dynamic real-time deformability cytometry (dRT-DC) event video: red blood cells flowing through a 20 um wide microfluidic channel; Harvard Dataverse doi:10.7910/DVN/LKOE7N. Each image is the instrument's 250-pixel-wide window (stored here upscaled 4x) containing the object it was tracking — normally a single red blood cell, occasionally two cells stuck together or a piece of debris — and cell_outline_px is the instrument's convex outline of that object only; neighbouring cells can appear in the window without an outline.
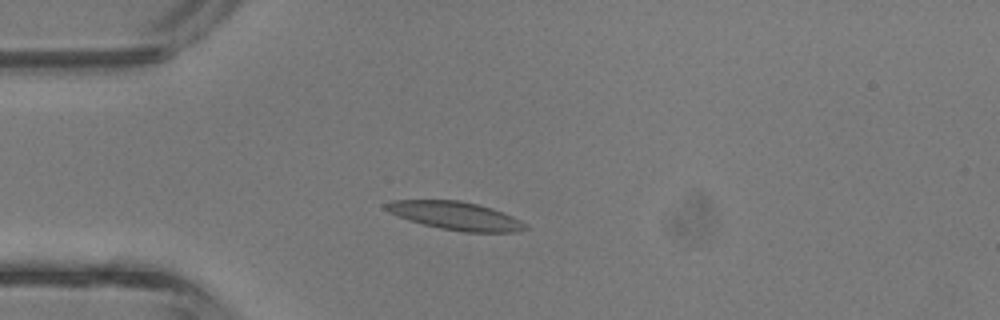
{"species": "common noctule bat (a hibernating species)", "species_latin": "Nyctalus noctula", "temperature_condition": "room temperature", "stored_images_in_passage": 32, "camera_frame_rate_fps": 3000, "um_per_image_px": 0.085, "animal": {"sex": "male", "body_mass_g": 13.3}, "frame": {"image": 1, "passage_image": 9, "time_ms": 2.667, "image_size_px": [1000, 320], "cell_outline_px": [[528, 228], [520, 232], [464, 232], [440, 228], [408, 220], [388, 212], [384, 208], [384, 204], [392, 200], [460, 200], [492, 208], [504, 212], [528, 224]], "centroid_in_image_um": [38.74, 18.34], "position_along_channel_um": 46.3, "area_um2": 23.0}}
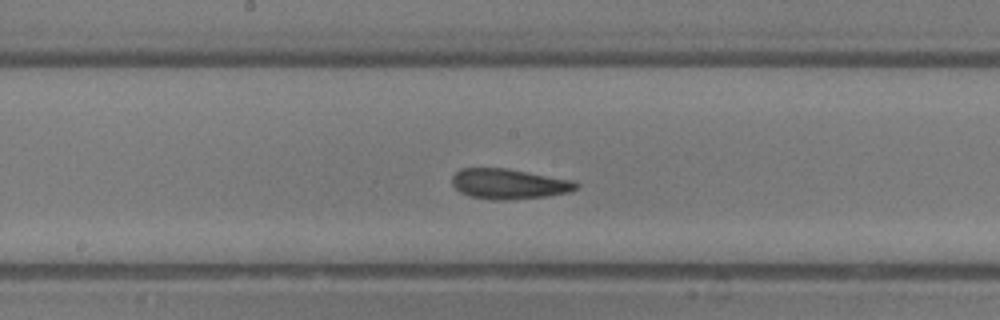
{"frame": {"image": 2, "passage_image": 20, "time_ms": 6.333, "image_size_px": [1000, 320], "cell_outline_px": [[580, 184], [576, 188], [568, 192], [548, 196], [512, 200], [492, 200], [472, 196], [460, 192], [452, 184], [452, 176], [460, 168], [508, 168], [572, 180]], "centroid_in_image_um": [43.25, 15.63], "position_along_channel_um": 204.9, "area_um2": 21.91}}
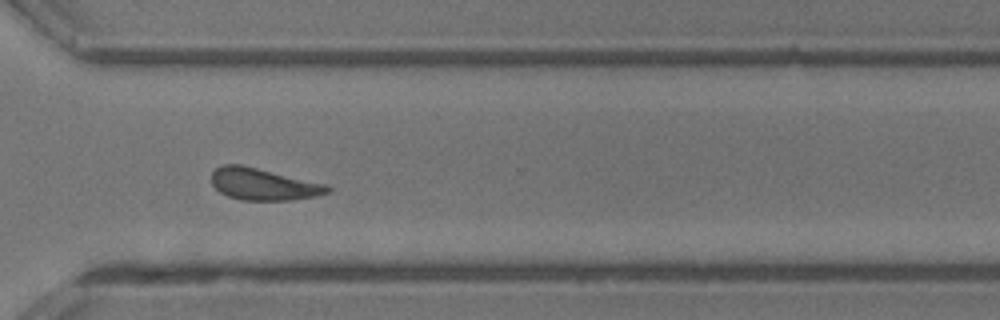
{"frame": {"image": 3, "passage_image": 29, "time_ms": 9.333, "image_size_px": [1000, 320], "cell_outline_px": [[332, 192], [316, 196], [292, 200], [240, 200], [228, 196], [220, 192], [212, 184], [212, 172], [216, 168], [224, 164], [240, 164], [328, 184], [332, 188]], "centroid_in_image_um": [22.43, 15.66], "position_along_channel_um": 348.2, "area_um2": 21.68}, "authors_computed_cell_mechanics": {"area_um2": 21.7906, "velocity_mm_per_s": 4.7854, "shape_relaxation_time_tau1_ms": 6.3065, "shape_relaxation_time_tau2_ms": 2.0382, "deformation_change_tau1": 0.1577, "deformation_change_tau2": 0.1078}}